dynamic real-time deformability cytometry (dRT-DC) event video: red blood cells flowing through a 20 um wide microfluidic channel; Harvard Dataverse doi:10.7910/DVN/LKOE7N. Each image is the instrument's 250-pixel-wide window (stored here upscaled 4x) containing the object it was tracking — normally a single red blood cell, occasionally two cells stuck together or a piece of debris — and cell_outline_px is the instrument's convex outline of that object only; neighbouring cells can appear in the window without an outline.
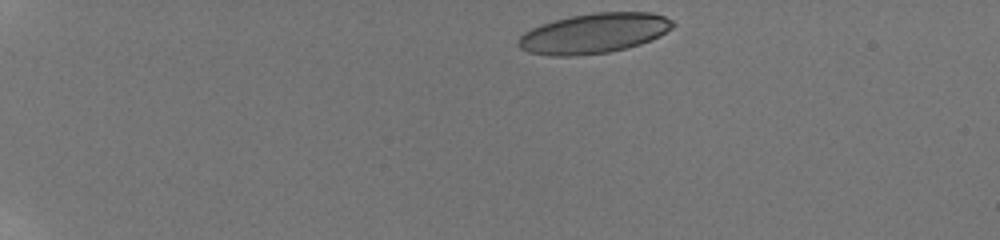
{"species": "human", "species_latin": "Homo sapiens", "temperature_condition": "room temperature", "stored_images_in_passage": 13, "camera_frame_rate_fps": 3000, "um_per_image_px": 0.085, "donor": {"sex": "male"}, "frame": {"image": 1, "passage_image": 1, "time_ms": 0.0, "image_size_px": [1000, 240], "cell_outline_px": [[676, 24], [672, 28], [660, 36], [640, 44], [608, 52], [572, 56], [552, 56], [528, 52], [520, 48], [516, 44], [516, 40], [524, 32], [532, 28], [556, 20], [572, 16], [596, 12], [652, 12], [664, 16], [672, 20]], "centroid_in_image_um": [50.49, 2.83], "position_along_channel_um": 34.5, "area_um2": 35.89}}
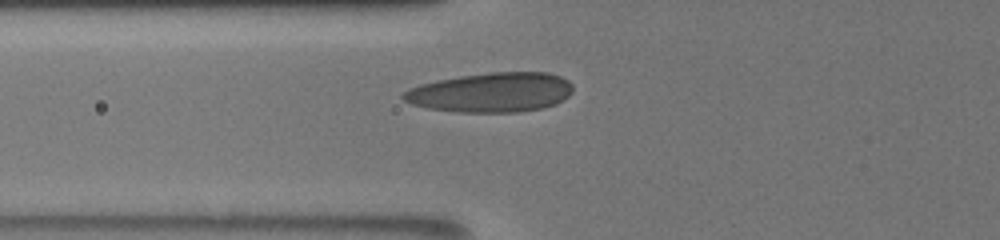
{"frame": {"image": 2, "passage_image": 12, "time_ms": 4.0, "image_size_px": [1000, 240], "cell_outline_px": [[572, 92], [568, 96], [556, 104], [540, 108], [516, 112], [460, 112], [428, 108], [412, 104], [404, 100], [400, 96], [408, 88], [420, 84], [436, 80], [460, 76], [488, 72], [548, 72], [560, 76], [568, 80], [572, 84]], "centroid_in_image_um": [41.74, 7.84], "position_along_channel_um": 84.1, "area_um2": 39.19}}